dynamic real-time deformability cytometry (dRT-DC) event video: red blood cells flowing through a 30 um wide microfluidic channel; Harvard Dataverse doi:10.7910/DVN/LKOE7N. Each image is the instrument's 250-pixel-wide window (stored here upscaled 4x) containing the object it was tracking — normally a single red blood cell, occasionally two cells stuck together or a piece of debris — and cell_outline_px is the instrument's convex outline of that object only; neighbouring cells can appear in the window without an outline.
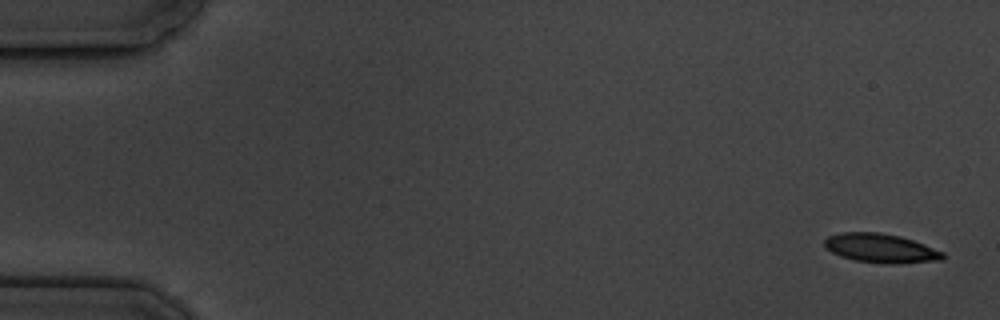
{"species": "common noctule bat (a hibernating species)", "species_latin": "Nyctalus noctula", "temperature_condition": "cold", "stored_images_in_passage": 8, "camera_frame_rate_fps": 3000, "um_per_image_px": 0.085, "animal": {"sex": "male", "body_mass_g": 19.5, "forearm_length_mm": 54.6}, "frame": {"image": 1, "passage_image": 1, "time_ms": 0.0, "image_size_px": [1000, 320], "cell_outline_px": [[944, 256], [940, 260], [900, 264], [888, 264], [856, 260], [840, 256], [832, 252], [824, 244], [824, 240], [828, 236], [840, 232], [880, 232], [900, 236], [924, 244], [944, 252]], "centroid_in_image_um": [74.87, 21.09], "position_along_channel_um": 10.1, "area_um2": 20.0}}
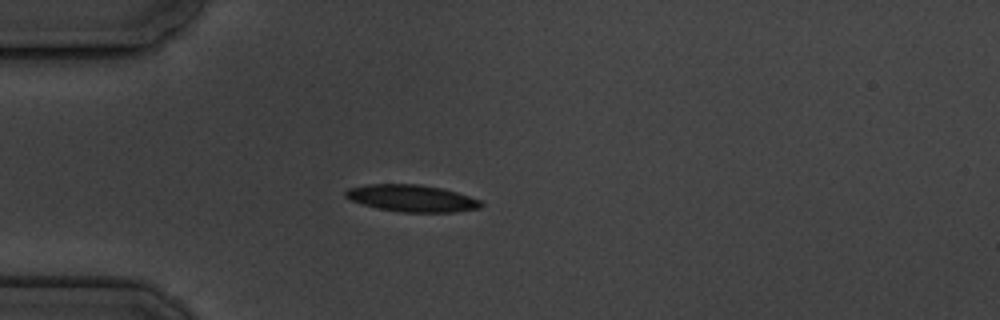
{"frame": {"image": 2, "passage_image": 4, "time_ms": 4.667, "image_size_px": [1000, 320], "cell_outline_px": [[484, 204], [480, 208], [456, 212], [400, 212], [376, 208], [352, 200], [344, 196], [344, 192], [348, 188], [368, 184], [420, 184], [440, 188], [456, 192], [480, 200]], "centroid_in_image_um": [35.0, 16.85], "position_along_channel_um": 50.0, "area_um2": 21.21}}
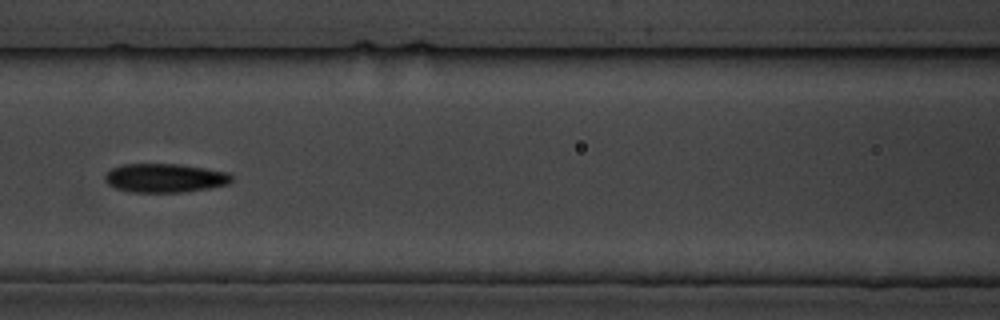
{"frame": {"image": 3, "passage_image": 7, "time_ms": 8.0, "image_size_px": [1000, 320], "cell_outline_px": [[232, 180], [228, 184], [208, 188], [184, 192], [128, 192], [116, 188], [108, 184], [104, 180], [104, 176], [112, 168], [124, 164], [180, 164], [228, 172], [232, 176]], "centroid_in_image_um": [14.0, 15.13], "position_along_channel_um": 152.6, "area_um2": 21.27}}